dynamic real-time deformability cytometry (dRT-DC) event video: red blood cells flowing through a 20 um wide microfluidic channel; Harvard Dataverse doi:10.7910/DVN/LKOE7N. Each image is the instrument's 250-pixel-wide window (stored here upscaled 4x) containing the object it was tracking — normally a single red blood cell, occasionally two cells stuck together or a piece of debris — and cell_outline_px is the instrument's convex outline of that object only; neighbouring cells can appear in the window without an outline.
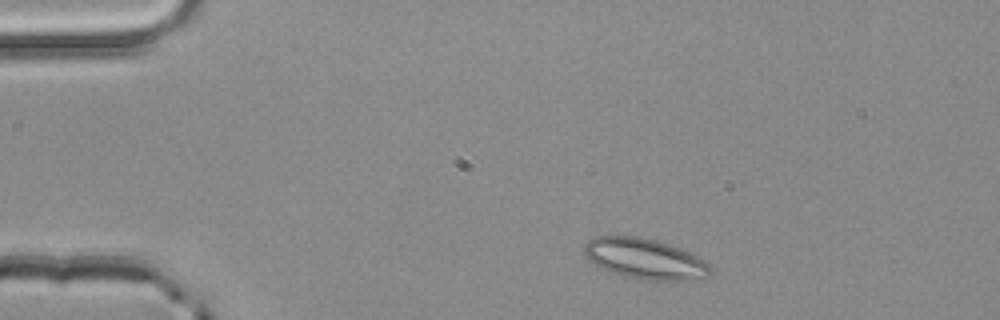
{"species": "common noctule bat (a hibernating species)", "species_latin": "Nyctalus noctula", "temperature_condition": "room temperature", "stored_images_in_passage": 46, "camera_frame_rate_fps": 3000, "um_per_image_px": 0.085, "animal": {"sex": "male", "body_mass_g": 20.4}, "frame": {"image": 1, "passage_image": 3, "time_ms": 0.667, "image_size_px": [1000, 320], "cell_outline_px": [[712, 272], [708, 276], [688, 280], [640, 280], [608, 272], [588, 260], [584, 252], [584, 244], [588, 240], [596, 236], [636, 236], [656, 240], [680, 248], [696, 256], [708, 264]], "centroid_in_image_um": [54.76, 22.0], "position_along_channel_um": 30.2, "area_um2": 29.77}}
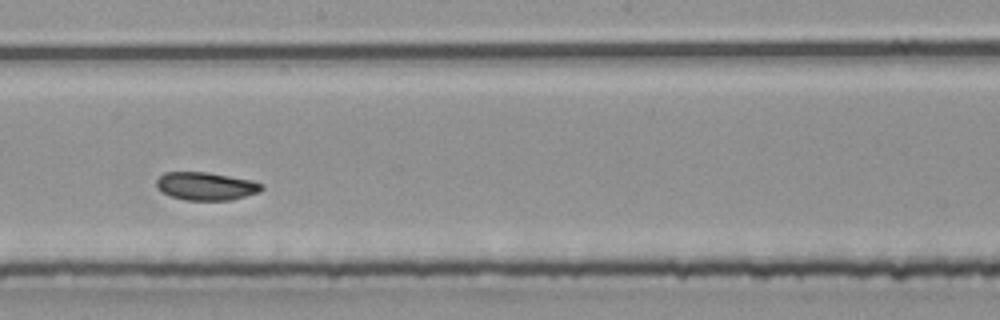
{"frame": {"image": 2, "passage_image": 23, "time_ms": 7.333, "image_size_px": [1000, 320], "cell_outline_px": [[264, 188], [260, 192], [232, 200], [184, 200], [168, 196], [156, 188], [156, 180], [164, 172], [208, 172], [252, 180], [264, 184]], "centroid_in_image_um": [17.51, 15.83], "position_along_channel_um": 230.7, "area_um2": 17.46}}
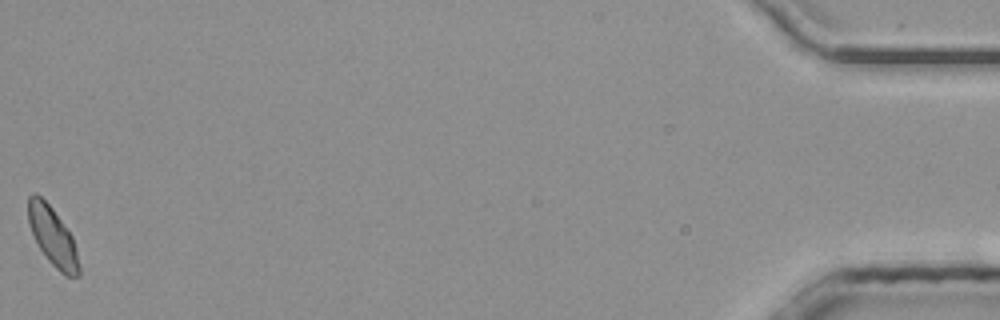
{"frame": {"image": 3, "passage_image": 46, "time_ms": 15.0, "image_size_px": [1000, 320], "cell_outline_px": [[80, 276], [64, 276], [48, 260], [40, 248], [28, 224], [28, 196], [32, 192], [36, 192], [52, 208], [72, 236], [80, 268]], "centroid_in_image_um": [4.46, 20.09], "position_along_channel_um": 430.7, "area_um2": 17.11}, "authors_computed_cell_mechanics": {"area_um2": 17.4267, "velocity_mm_per_s": 3.9561, "shape_relaxation_time_tau1_ms": 2.5766, "shape_relaxation_time_tau2_ms": 1.2846, "deformation_change_tau1": 0.0883, "deformation_change_tau2": 0.0562}}